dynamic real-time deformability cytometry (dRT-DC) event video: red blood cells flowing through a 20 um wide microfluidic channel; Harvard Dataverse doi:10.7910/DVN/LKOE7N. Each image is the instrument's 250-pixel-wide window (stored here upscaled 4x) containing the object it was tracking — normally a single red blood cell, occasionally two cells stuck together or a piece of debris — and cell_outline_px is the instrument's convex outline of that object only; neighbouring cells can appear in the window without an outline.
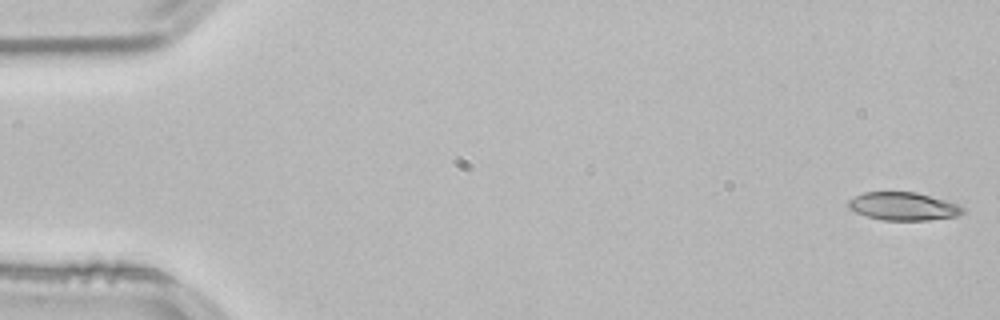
{"species": "common noctule bat (a hibernating species)", "species_latin": "Nyctalus noctula", "temperature_condition": "room temperature", "stored_images_in_passage": 53, "camera_frame_rate_fps": 3000, "um_per_image_px": 0.085, "animal": {"sex": "male", "body_mass_g": 21.5, "forearm_length_mm": 52.0}, "frame": {"image": 1, "passage_image": 1, "time_ms": 0.0, "image_size_px": [1000, 320], "cell_outline_px": [[964, 212], [956, 216], [928, 220], [884, 220], [868, 216], [856, 212], [848, 208], [848, 200], [864, 192], [916, 192], [944, 200], [956, 204], [964, 208]], "centroid_in_image_um": [76.76, 17.53], "position_along_channel_um": 8.2, "area_um2": 18.44}}
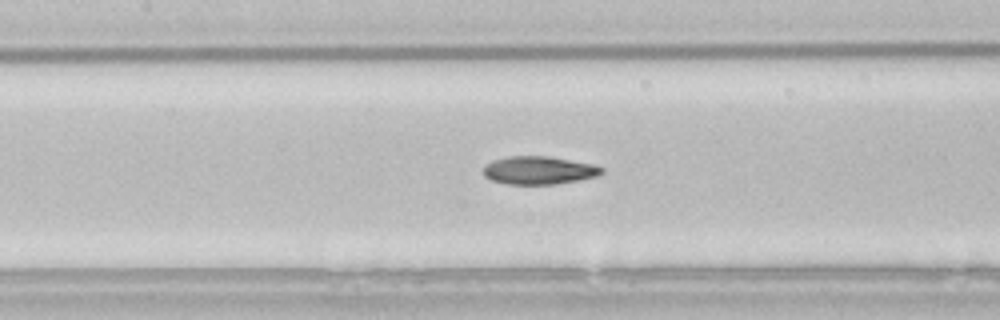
{"frame": {"image": 2, "passage_image": 24, "time_ms": 7.667, "image_size_px": [1000, 320], "cell_outline_px": [[604, 172], [596, 176], [580, 180], [556, 184], [504, 184], [492, 180], [484, 176], [484, 164], [492, 160], [508, 156], [548, 156], [592, 164], [604, 168]], "centroid_in_image_um": [45.78, 14.48], "position_along_channel_um": 161.6, "area_um2": 19.42}}
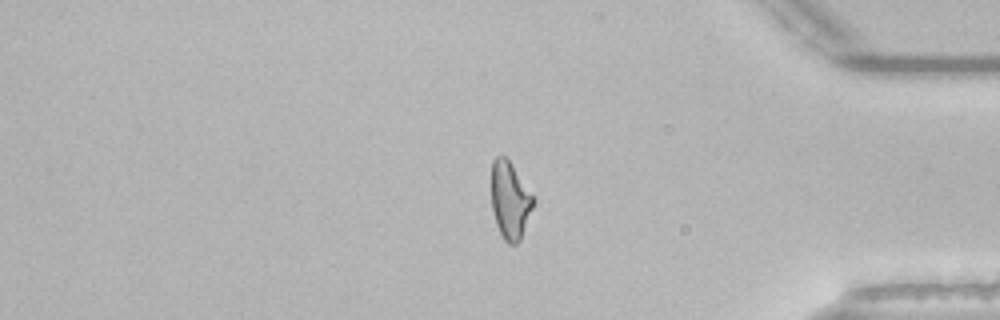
{"frame": {"image": 3, "passage_image": 44, "time_ms": 14.333, "image_size_px": [1000, 320], "cell_outline_px": [[532, 208], [520, 240], [516, 244], [508, 244], [504, 240], [496, 224], [492, 208], [492, 160], [496, 156], [504, 156], [512, 164], [532, 196]], "centroid_in_image_um": [43.32, 17.03], "position_along_channel_um": 391.9, "area_um2": 18.32}, "authors_computed_cell_mechanics": {"area_um2": 19.363, "velocity_mm_per_s": 3.8456, "shape_relaxation_time_tau1_ms": 6.1033, "shape_relaxation_time_tau2_ms": 3.8507, "deformation_change_tau1": 0.1772, "deformation_change_tau2": 0.1178}}